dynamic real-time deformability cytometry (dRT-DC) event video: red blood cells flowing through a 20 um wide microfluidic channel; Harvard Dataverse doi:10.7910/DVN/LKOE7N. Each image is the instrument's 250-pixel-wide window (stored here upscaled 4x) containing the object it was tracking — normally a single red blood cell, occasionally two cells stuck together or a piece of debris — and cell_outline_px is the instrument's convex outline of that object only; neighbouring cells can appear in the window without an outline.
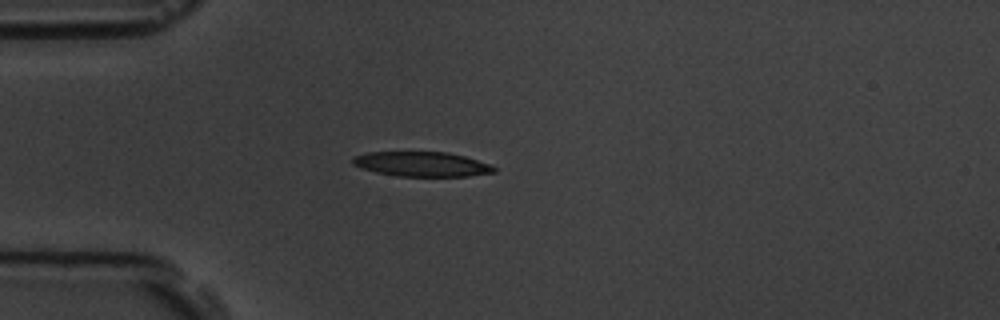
{"species": "common noctule bat (a hibernating species)", "species_latin": "Nyctalus noctula", "temperature_condition": "room temperature", "stored_images_in_passage": 4, "camera_frame_rate_fps": 3000, "um_per_image_px": 0.085, "animal": {"sex": "male", "body_mass_g": 19.5, "forearm_length_mm": 54.6}, "frame": {"image": 1, "passage_image": 4, "time_ms": 3.333, "image_size_px": [1000, 320], "cell_outline_px": [[496, 172], [468, 176], [396, 176], [376, 172], [360, 168], [352, 164], [352, 156], [368, 152], [448, 152], [464, 156], [488, 164], [496, 168]], "centroid_in_image_um": [35.8, 13.95], "position_along_channel_um": 49.2, "area_um2": 20.35}}